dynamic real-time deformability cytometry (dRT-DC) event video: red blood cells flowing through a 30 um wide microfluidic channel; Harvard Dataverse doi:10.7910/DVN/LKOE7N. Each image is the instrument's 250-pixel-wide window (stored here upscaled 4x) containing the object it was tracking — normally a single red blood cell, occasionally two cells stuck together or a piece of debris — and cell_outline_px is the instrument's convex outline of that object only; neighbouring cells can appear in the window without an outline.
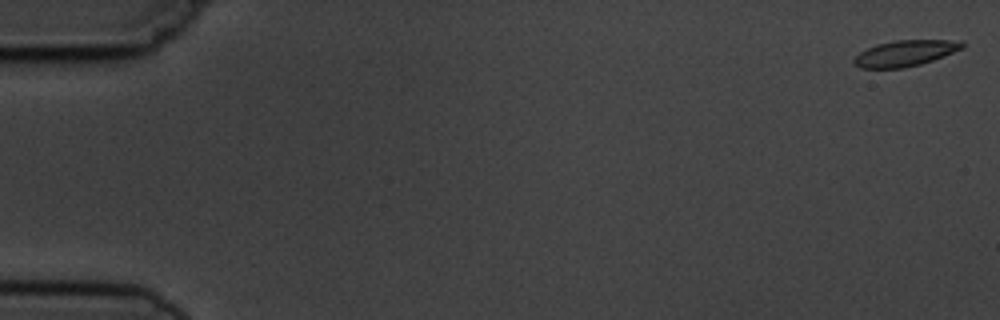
{"species": "common noctule bat (a hibernating species)", "species_latin": "Nyctalus noctula", "temperature_condition": "cold", "stored_images_in_passage": 6, "camera_frame_rate_fps": 3000, "um_per_image_px": 0.085, "animal": {"sex": "male", "body_mass_g": 19.5, "forearm_length_mm": 54.6}, "frame": {"image": 1, "passage_image": 1, "time_ms": 0.0, "image_size_px": [1000, 320], "cell_outline_px": [[964, 48], [932, 60], [920, 64], [904, 68], [860, 68], [852, 60], [860, 52], [876, 44], [896, 40], [964, 40]], "centroid_in_image_um": [76.96, 4.51], "position_along_channel_um": 8.0, "area_um2": 16.3}}
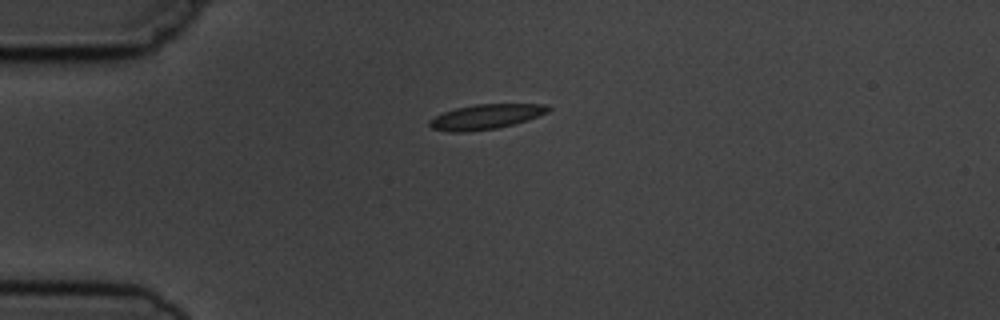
{"frame": {"image": 2, "passage_image": 4, "time_ms": 4.333, "image_size_px": [1000, 320], "cell_outline_px": [[552, 108], [548, 112], [512, 124], [496, 128], [464, 132], [452, 132], [432, 128], [428, 124], [428, 120], [444, 112], [456, 108], [476, 104], [548, 104]], "centroid_in_image_um": [41.28, 9.91], "position_along_channel_um": 43.7, "area_um2": 16.94}}
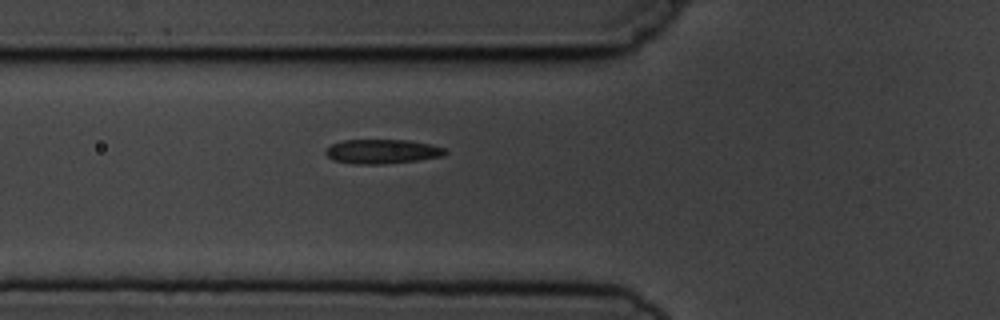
{"frame": {"image": 3, "passage_image": 6, "time_ms": 6.333, "image_size_px": [1000, 320], "cell_outline_px": [[448, 152], [444, 156], [420, 160], [384, 164], [352, 164], [332, 160], [324, 152], [324, 148], [332, 144], [344, 140], [408, 140], [432, 144], [448, 148]], "centroid_in_image_um": [32.52, 12.88], "position_along_channel_um": 93.3, "area_um2": 17.34}}